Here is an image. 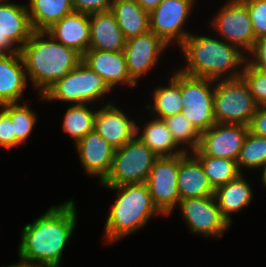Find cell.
I'll return each mask as SVG.
<instances>
[{
    "mask_svg": "<svg viewBox=\"0 0 266 267\" xmlns=\"http://www.w3.org/2000/svg\"><path fill=\"white\" fill-rule=\"evenodd\" d=\"M74 201L53 206L23 228L19 245L20 261L41 267H59L66 242L76 225Z\"/></svg>",
    "mask_w": 266,
    "mask_h": 267,
    "instance_id": "cell-1",
    "label": "cell"
},
{
    "mask_svg": "<svg viewBox=\"0 0 266 267\" xmlns=\"http://www.w3.org/2000/svg\"><path fill=\"white\" fill-rule=\"evenodd\" d=\"M45 35L49 40L43 39ZM20 53L26 74L41 96L82 61L80 53L59 43L46 31H33Z\"/></svg>",
    "mask_w": 266,
    "mask_h": 267,
    "instance_id": "cell-2",
    "label": "cell"
},
{
    "mask_svg": "<svg viewBox=\"0 0 266 267\" xmlns=\"http://www.w3.org/2000/svg\"><path fill=\"white\" fill-rule=\"evenodd\" d=\"M188 63L187 68L180 69L186 75L219 81L225 72L235 71L246 58L237 46L205 36L192 33L180 46Z\"/></svg>",
    "mask_w": 266,
    "mask_h": 267,
    "instance_id": "cell-3",
    "label": "cell"
},
{
    "mask_svg": "<svg viewBox=\"0 0 266 267\" xmlns=\"http://www.w3.org/2000/svg\"><path fill=\"white\" fill-rule=\"evenodd\" d=\"M106 187L119 192L105 224L106 240H119L144 226L156 213L162 215L154 205L145 182Z\"/></svg>",
    "mask_w": 266,
    "mask_h": 267,
    "instance_id": "cell-4",
    "label": "cell"
},
{
    "mask_svg": "<svg viewBox=\"0 0 266 267\" xmlns=\"http://www.w3.org/2000/svg\"><path fill=\"white\" fill-rule=\"evenodd\" d=\"M233 72L213 86L214 117L216 123L249 126L258 105L241 77L242 71Z\"/></svg>",
    "mask_w": 266,
    "mask_h": 267,
    "instance_id": "cell-5",
    "label": "cell"
},
{
    "mask_svg": "<svg viewBox=\"0 0 266 267\" xmlns=\"http://www.w3.org/2000/svg\"><path fill=\"white\" fill-rule=\"evenodd\" d=\"M159 157L138 137L115 149L110 173L103 186L144 183Z\"/></svg>",
    "mask_w": 266,
    "mask_h": 267,
    "instance_id": "cell-6",
    "label": "cell"
},
{
    "mask_svg": "<svg viewBox=\"0 0 266 267\" xmlns=\"http://www.w3.org/2000/svg\"><path fill=\"white\" fill-rule=\"evenodd\" d=\"M109 90L103 78L81 61L64 78L57 80L41 98L75 102L78 105L100 99Z\"/></svg>",
    "mask_w": 266,
    "mask_h": 267,
    "instance_id": "cell-7",
    "label": "cell"
},
{
    "mask_svg": "<svg viewBox=\"0 0 266 267\" xmlns=\"http://www.w3.org/2000/svg\"><path fill=\"white\" fill-rule=\"evenodd\" d=\"M213 80L189 76L181 72V113L198 129L200 133L216 123L213 112Z\"/></svg>",
    "mask_w": 266,
    "mask_h": 267,
    "instance_id": "cell-8",
    "label": "cell"
},
{
    "mask_svg": "<svg viewBox=\"0 0 266 267\" xmlns=\"http://www.w3.org/2000/svg\"><path fill=\"white\" fill-rule=\"evenodd\" d=\"M178 170L179 155L160 157L154 162L145 182L154 205L163 215L170 214L180 202L177 188Z\"/></svg>",
    "mask_w": 266,
    "mask_h": 267,
    "instance_id": "cell-9",
    "label": "cell"
},
{
    "mask_svg": "<svg viewBox=\"0 0 266 267\" xmlns=\"http://www.w3.org/2000/svg\"><path fill=\"white\" fill-rule=\"evenodd\" d=\"M193 4L194 0H162L155 9L149 12L150 31L167 45L175 39L181 46L190 35L181 29L190 15Z\"/></svg>",
    "mask_w": 266,
    "mask_h": 267,
    "instance_id": "cell-10",
    "label": "cell"
},
{
    "mask_svg": "<svg viewBox=\"0 0 266 267\" xmlns=\"http://www.w3.org/2000/svg\"><path fill=\"white\" fill-rule=\"evenodd\" d=\"M212 25L228 43L244 51L252 50L256 37L247 6L242 0H231L224 5Z\"/></svg>",
    "mask_w": 266,
    "mask_h": 267,
    "instance_id": "cell-11",
    "label": "cell"
},
{
    "mask_svg": "<svg viewBox=\"0 0 266 267\" xmlns=\"http://www.w3.org/2000/svg\"><path fill=\"white\" fill-rule=\"evenodd\" d=\"M214 195L180 200L179 206L184 220L194 233L205 236L223 235V232L230 226L222 216L221 210L216 203Z\"/></svg>",
    "mask_w": 266,
    "mask_h": 267,
    "instance_id": "cell-12",
    "label": "cell"
},
{
    "mask_svg": "<svg viewBox=\"0 0 266 267\" xmlns=\"http://www.w3.org/2000/svg\"><path fill=\"white\" fill-rule=\"evenodd\" d=\"M248 132L249 126L215 123L201 133L198 149L211 157L237 161Z\"/></svg>",
    "mask_w": 266,
    "mask_h": 267,
    "instance_id": "cell-13",
    "label": "cell"
},
{
    "mask_svg": "<svg viewBox=\"0 0 266 267\" xmlns=\"http://www.w3.org/2000/svg\"><path fill=\"white\" fill-rule=\"evenodd\" d=\"M32 32L26 6L0 3V55L20 53ZM14 43L20 45L13 48Z\"/></svg>",
    "mask_w": 266,
    "mask_h": 267,
    "instance_id": "cell-14",
    "label": "cell"
},
{
    "mask_svg": "<svg viewBox=\"0 0 266 267\" xmlns=\"http://www.w3.org/2000/svg\"><path fill=\"white\" fill-rule=\"evenodd\" d=\"M165 47L167 44L150 30L126 40L124 54L127 70L136 84L137 79L149 72L156 64V60Z\"/></svg>",
    "mask_w": 266,
    "mask_h": 267,
    "instance_id": "cell-15",
    "label": "cell"
},
{
    "mask_svg": "<svg viewBox=\"0 0 266 267\" xmlns=\"http://www.w3.org/2000/svg\"><path fill=\"white\" fill-rule=\"evenodd\" d=\"M139 126L112 104H107L96 111L94 130L99 133L114 149L121 148L137 137Z\"/></svg>",
    "mask_w": 266,
    "mask_h": 267,
    "instance_id": "cell-16",
    "label": "cell"
},
{
    "mask_svg": "<svg viewBox=\"0 0 266 267\" xmlns=\"http://www.w3.org/2000/svg\"><path fill=\"white\" fill-rule=\"evenodd\" d=\"M75 145L86 172L99 176L102 183L110 173L115 149L95 130L86 134Z\"/></svg>",
    "mask_w": 266,
    "mask_h": 267,
    "instance_id": "cell-17",
    "label": "cell"
},
{
    "mask_svg": "<svg viewBox=\"0 0 266 267\" xmlns=\"http://www.w3.org/2000/svg\"><path fill=\"white\" fill-rule=\"evenodd\" d=\"M82 62L102 77L110 89L119 83L136 85L128 73L124 51L88 49L82 55Z\"/></svg>",
    "mask_w": 266,
    "mask_h": 267,
    "instance_id": "cell-18",
    "label": "cell"
},
{
    "mask_svg": "<svg viewBox=\"0 0 266 267\" xmlns=\"http://www.w3.org/2000/svg\"><path fill=\"white\" fill-rule=\"evenodd\" d=\"M56 41L83 55L90 44L89 14L73 11L46 30Z\"/></svg>",
    "mask_w": 266,
    "mask_h": 267,
    "instance_id": "cell-19",
    "label": "cell"
},
{
    "mask_svg": "<svg viewBox=\"0 0 266 267\" xmlns=\"http://www.w3.org/2000/svg\"><path fill=\"white\" fill-rule=\"evenodd\" d=\"M89 49L100 51H124L126 38L119 28L114 13L109 11L89 14Z\"/></svg>",
    "mask_w": 266,
    "mask_h": 267,
    "instance_id": "cell-20",
    "label": "cell"
},
{
    "mask_svg": "<svg viewBox=\"0 0 266 267\" xmlns=\"http://www.w3.org/2000/svg\"><path fill=\"white\" fill-rule=\"evenodd\" d=\"M177 188L180 200L208 197L215 194L201 163L188 152L179 155Z\"/></svg>",
    "mask_w": 266,
    "mask_h": 267,
    "instance_id": "cell-21",
    "label": "cell"
},
{
    "mask_svg": "<svg viewBox=\"0 0 266 267\" xmlns=\"http://www.w3.org/2000/svg\"><path fill=\"white\" fill-rule=\"evenodd\" d=\"M21 53L0 55V106L17 103L23 95L27 74Z\"/></svg>",
    "mask_w": 266,
    "mask_h": 267,
    "instance_id": "cell-22",
    "label": "cell"
},
{
    "mask_svg": "<svg viewBox=\"0 0 266 267\" xmlns=\"http://www.w3.org/2000/svg\"><path fill=\"white\" fill-rule=\"evenodd\" d=\"M111 11L126 39L150 30L149 12L144 10L136 0H114Z\"/></svg>",
    "mask_w": 266,
    "mask_h": 267,
    "instance_id": "cell-23",
    "label": "cell"
},
{
    "mask_svg": "<svg viewBox=\"0 0 266 267\" xmlns=\"http://www.w3.org/2000/svg\"><path fill=\"white\" fill-rule=\"evenodd\" d=\"M27 7L33 31H46L74 11L72 0H29Z\"/></svg>",
    "mask_w": 266,
    "mask_h": 267,
    "instance_id": "cell-24",
    "label": "cell"
},
{
    "mask_svg": "<svg viewBox=\"0 0 266 267\" xmlns=\"http://www.w3.org/2000/svg\"><path fill=\"white\" fill-rule=\"evenodd\" d=\"M222 216L231 224L230 213L238 212L249 204L253 194L242 173L234 180L217 188L214 194Z\"/></svg>",
    "mask_w": 266,
    "mask_h": 267,
    "instance_id": "cell-25",
    "label": "cell"
},
{
    "mask_svg": "<svg viewBox=\"0 0 266 267\" xmlns=\"http://www.w3.org/2000/svg\"><path fill=\"white\" fill-rule=\"evenodd\" d=\"M138 138L159 158L174 157L187 152L186 149H179L175 151V148H177L178 145L174 141L171 132L162 119L156 118L146 124L141 136Z\"/></svg>",
    "mask_w": 266,
    "mask_h": 267,
    "instance_id": "cell-26",
    "label": "cell"
},
{
    "mask_svg": "<svg viewBox=\"0 0 266 267\" xmlns=\"http://www.w3.org/2000/svg\"><path fill=\"white\" fill-rule=\"evenodd\" d=\"M192 153L201 163L204 173L214 190L236 179L241 174L236 160L211 157L203 154L199 149Z\"/></svg>",
    "mask_w": 266,
    "mask_h": 267,
    "instance_id": "cell-27",
    "label": "cell"
},
{
    "mask_svg": "<svg viewBox=\"0 0 266 267\" xmlns=\"http://www.w3.org/2000/svg\"><path fill=\"white\" fill-rule=\"evenodd\" d=\"M154 111L158 119H164L181 113L183 107L181 96V71L175 72L168 87H158L154 94Z\"/></svg>",
    "mask_w": 266,
    "mask_h": 267,
    "instance_id": "cell-28",
    "label": "cell"
},
{
    "mask_svg": "<svg viewBox=\"0 0 266 267\" xmlns=\"http://www.w3.org/2000/svg\"><path fill=\"white\" fill-rule=\"evenodd\" d=\"M95 114L85 104L70 106L64 116L63 131L73 138L76 144L94 130Z\"/></svg>",
    "mask_w": 266,
    "mask_h": 267,
    "instance_id": "cell-29",
    "label": "cell"
},
{
    "mask_svg": "<svg viewBox=\"0 0 266 267\" xmlns=\"http://www.w3.org/2000/svg\"><path fill=\"white\" fill-rule=\"evenodd\" d=\"M266 165V138L254 135L248 132L243 146L240 150L237 166L240 167L261 168Z\"/></svg>",
    "mask_w": 266,
    "mask_h": 267,
    "instance_id": "cell-30",
    "label": "cell"
},
{
    "mask_svg": "<svg viewBox=\"0 0 266 267\" xmlns=\"http://www.w3.org/2000/svg\"><path fill=\"white\" fill-rule=\"evenodd\" d=\"M163 120L178 146L180 144H189L191 152L198 149L201 133L182 113L164 118Z\"/></svg>",
    "mask_w": 266,
    "mask_h": 267,
    "instance_id": "cell-31",
    "label": "cell"
},
{
    "mask_svg": "<svg viewBox=\"0 0 266 267\" xmlns=\"http://www.w3.org/2000/svg\"><path fill=\"white\" fill-rule=\"evenodd\" d=\"M0 107L11 118L15 139L20 144L25 142L35 125L36 116L33 114L34 112L25 104L11 103Z\"/></svg>",
    "mask_w": 266,
    "mask_h": 267,
    "instance_id": "cell-32",
    "label": "cell"
},
{
    "mask_svg": "<svg viewBox=\"0 0 266 267\" xmlns=\"http://www.w3.org/2000/svg\"><path fill=\"white\" fill-rule=\"evenodd\" d=\"M241 77L258 106H266V72L244 62Z\"/></svg>",
    "mask_w": 266,
    "mask_h": 267,
    "instance_id": "cell-33",
    "label": "cell"
},
{
    "mask_svg": "<svg viewBox=\"0 0 266 267\" xmlns=\"http://www.w3.org/2000/svg\"><path fill=\"white\" fill-rule=\"evenodd\" d=\"M252 22L256 40L266 36V0H242Z\"/></svg>",
    "mask_w": 266,
    "mask_h": 267,
    "instance_id": "cell-34",
    "label": "cell"
},
{
    "mask_svg": "<svg viewBox=\"0 0 266 267\" xmlns=\"http://www.w3.org/2000/svg\"><path fill=\"white\" fill-rule=\"evenodd\" d=\"M114 0H72L74 11L84 14H93L109 11Z\"/></svg>",
    "mask_w": 266,
    "mask_h": 267,
    "instance_id": "cell-35",
    "label": "cell"
},
{
    "mask_svg": "<svg viewBox=\"0 0 266 267\" xmlns=\"http://www.w3.org/2000/svg\"><path fill=\"white\" fill-rule=\"evenodd\" d=\"M18 145L20 143L15 139L11 118L0 110V146L10 149Z\"/></svg>",
    "mask_w": 266,
    "mask_h": 267,
    "instance_id": "cell-36",
    "label": "cell"
},
{
    "mask_svg": "<svg viewBox=\"0 0 266 267\" xmlns=\"http://www.w3.org/2000/svg\"><path fill=\"white\" fill-rule=\"evenodd\" d=\"M250 52L254 54L253 57H255V59L248 63L266 72V36L257 39Z\"/></svg>",
    "mask_w": 266,
    "mask_h": 267,
    "instance_id": "cell-37",
    "label": "cell"
},
{
    "mask_svg": "<svg viewBox=\"0 0 266 267\" xmlns=\"http://www.w3.org/2000/svg\"><path fill=\"white\" fill-rule=\"evenodd\" d=\"M249 131L266 138V106H258L249 124Z\"/></svg>",
    "mask_w": 266,
    "mask_h": 267,
    "instance_id": "cell-38",
    "label": "cell"
},
{
    "mask_svg": "<svg viewBox=\"0 0 266 267\" xmlns=\"http://www.w3.org/2000/svg\"><path fill=\"white\" fill-rule=\"evenodd\" d=\"M137 3L147 12H151L155 9L162 0H136Z\"/></svg>",
    "mask_w": 266,
    "mask_h": 267,
    "instance_id": "cell-39",
    "label": "cell"
},
{
    "mask_svg": "<svg viewBox=\"0 0 266 267\" xmlns=\"http://www.w3.org/2000/svg\"><path fill=\"white\" fill-rule=\"evenodd\" d=\"M8 267H41V266H37V265H33V264H28V263H24L22 261H20V264H14V265H10Z\"/></svg>",
    "mask_w": 266,
    "mask_h": 267,
    "instance_id": "cell-40",
    "label": "cell"
},
{
    "mask_svg": "<svg viewBox=\"0 0 266 267\" xmlns=\"http://www.w3.org/2000/svg\"><path fill=\"white\" fill-rule=\"evenodd\" d=\"M263 175H262V182L264 184V186H266V165L263 166Z\"/></svg>",
    "mask_w": 266,
    "mask_h": 267,
    "instance_id": "cell-41",
    "label": "cell"
}]
</instances>
